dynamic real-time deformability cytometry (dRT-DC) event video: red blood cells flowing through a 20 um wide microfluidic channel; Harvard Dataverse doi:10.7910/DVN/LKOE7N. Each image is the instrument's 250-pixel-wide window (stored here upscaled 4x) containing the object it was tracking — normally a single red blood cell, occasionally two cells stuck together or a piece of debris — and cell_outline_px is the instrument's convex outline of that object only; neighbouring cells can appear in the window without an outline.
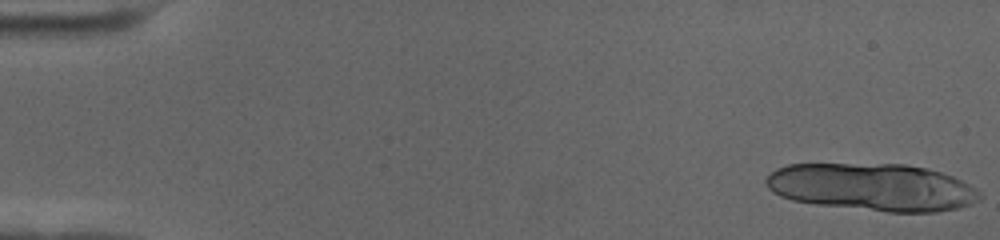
{"species": "human", "species_latin": "Homo sapiens", "temperature_condition": "cold", "stored_images_in_passage": 15, "camera_frame_rate_fps": 3000, "um_per_image_px": 0.085, "donor": {"sex": "female"}, "frame": {"image": 1, "passage_image": 1, "time_ms": 0.0, "image_size_px": [1000, 240], "cell_outline_px": [[980, 196], [972, 204], [956, 208], [936, 212], [888, 212], [816, 204], [792, 200], [780, 196], [772, 192], [764, 184], [764, 180], [776, 168], [788, 164], [904, 164], [928, 168], [952, 176], [976, 188], [980, 192]], "centroid_in_image_um": [74.12, 15.9], "position_along_channel_um": 10.9, "area_um2": 59.13}}